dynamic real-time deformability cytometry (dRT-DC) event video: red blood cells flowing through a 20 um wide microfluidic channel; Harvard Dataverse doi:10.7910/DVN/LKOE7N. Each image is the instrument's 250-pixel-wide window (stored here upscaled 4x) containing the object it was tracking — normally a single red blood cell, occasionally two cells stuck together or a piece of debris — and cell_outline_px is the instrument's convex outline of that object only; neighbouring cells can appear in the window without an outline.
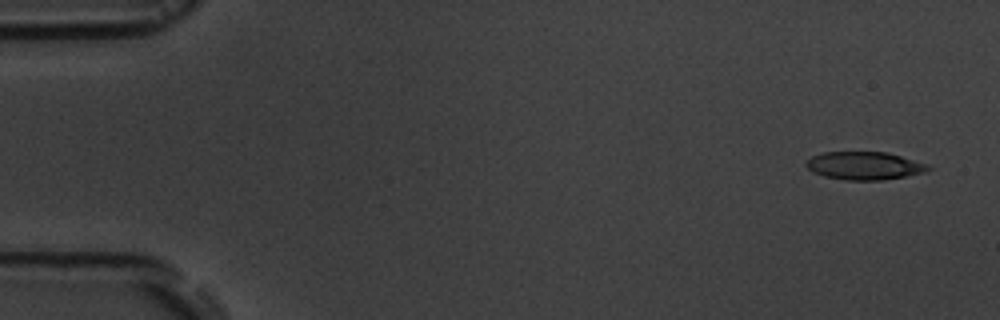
{"species": "common noctule bat (a hibernating species)", "species_latin": "Nyctalus noctula", "temperature_condition": "room temperature", "stored_images_in_passage": 5, "camera_frame_rate_fps": 3000, "um_per_image_px": 0.085, "animal": {"sex": "male", "body_mass_g": 19.5, "forearm_length_mm": 54.6}, "frame": {"image": 1, "passage_image": 1, "time_ms": 0.0, "image_size_px": [1000, 320], "cell_outline_px": [[932, 168], [924, 172], [884, 180], [844, 180], [824, 176], [812, 172], [804, 164], [812, 156], [824, 152], [888, 152], [928, 164]], "centroid_in_image_um": [73.46, 14.08], "position_along_channel_um": 11.5, "area_um2": 19.88}}
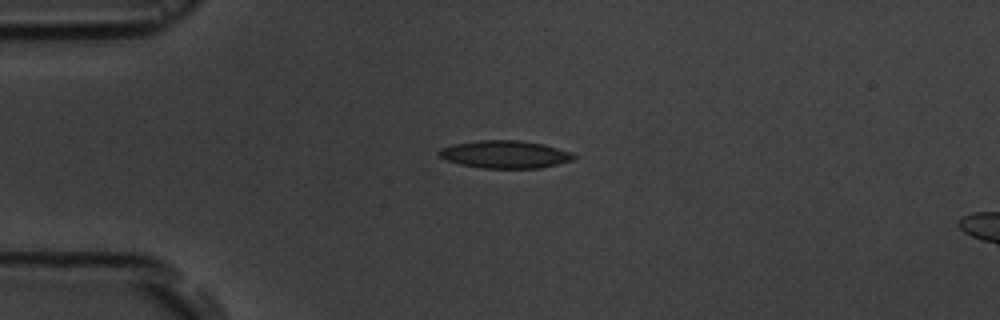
{"frame": {"image": 2, "passage_image": 4, "time_ms": 3.667, "image_size_px": [1000, 320], "cell_outline_px": [[576, 160], [540, 168], [480, 168], [460, 164], [444, 160], [436, 152], [440, 148], [452, 144], [480, 140], [520, 140], [544, 144], [572, 152], [576, 156]], "centroid_in_image_um": [42.93, 13.12], "position_along_channel_um": 42.1, "area_um2": 22.02}}